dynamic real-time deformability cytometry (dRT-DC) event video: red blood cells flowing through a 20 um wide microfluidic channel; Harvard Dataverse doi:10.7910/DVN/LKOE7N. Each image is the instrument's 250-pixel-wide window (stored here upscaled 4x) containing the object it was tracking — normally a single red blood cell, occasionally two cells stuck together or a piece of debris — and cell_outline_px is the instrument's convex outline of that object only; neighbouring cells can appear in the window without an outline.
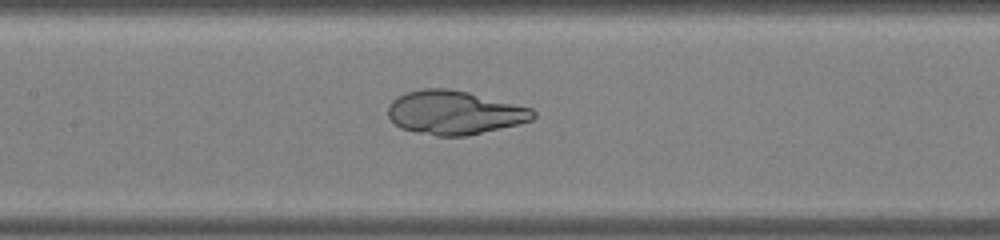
{"species": "common noctule bat (a hibernating species)", "species_latin": "Nyctalus noctula", "temperature_condition": "warm", "stored_images_in_passage": 48, "camera_frame_rate_fps": 3000, "um_per_image_px": 0.085, "animal": {"sex": "male", "body_mass_g": 19.0, "forearm_length_mm": 50.8}, "frame": {"image": 1, "passage_image": 23, "time_ms": 7.333, "image_size_px": [1000, 240], "cell_outline_px": [[536, 116], [532, 120], [516, 124], [464, 136], [436, 136], [416, 132], [400, 128], [388, 116], [388, 104], [396, 96], [408, 92], [424, 88], [448, 88], [468, 92], [532, 108], [536, 112]], "centroid_in_image_um": [38.6, 9.56], "position_along_channel_um": 168.8, "area_um2": 36.82}}
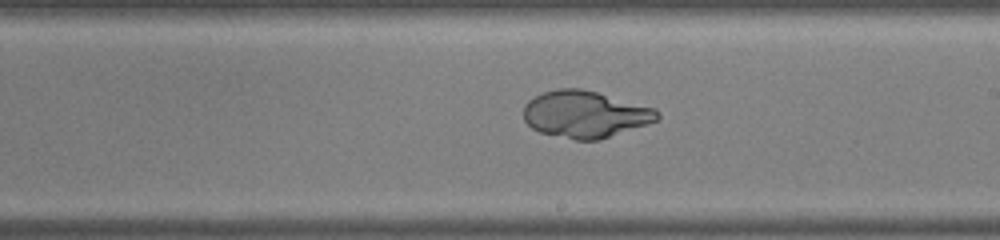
{"frame": {"image": 2, "passage_image": 28, "time_ms": 9.0, "image_size_px": [1000, 240], "cell_outline_px": [[660, 116], [656, 120], [600, 140], [576, 140], [540, 132], [532, 128], [524, 120], [524, 104], [528, 100], [544, 92], [556, 88], [580, 88], [596, 92], [656, 108], [660, 112]], "centroid_in_image_um": [49.72, 9.7], "position_along_channel_um": 239.3, "area_um2": 36.3}}
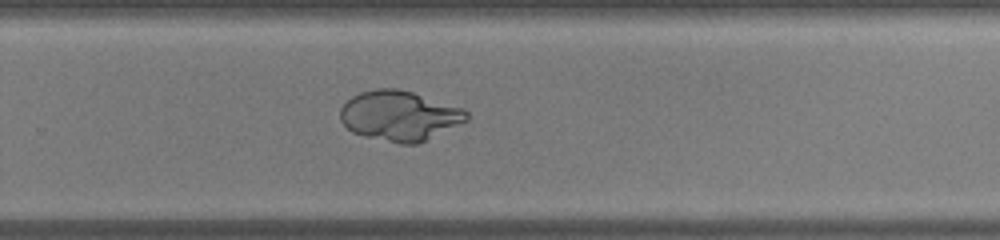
{"frame": {"image": 3, "passage_image": 32, "time_ms": 10.333, "image_size_px": [1000, 240], "cell_outline_px": [[468, 120], [416, 144], [400, 144], [364, 136], [352, 132], [340, 120], [340, 108], [352, 96], [360, 92], [376, 88], [400, 88], [464, 108], [468, 112]], "centroid_in_image_um": [33.95, 9.82], "position_along_channel_um": 295.9, "area_um2": 36.76}}